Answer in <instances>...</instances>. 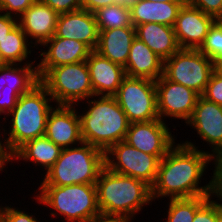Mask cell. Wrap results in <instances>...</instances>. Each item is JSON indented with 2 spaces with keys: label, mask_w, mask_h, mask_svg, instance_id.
<instances>
[{
  "label": "cell",
  "mask_w": 222,
  "mask_h": 222,
  "mask_svg": "<svg viewBox=\"0 0 222 222\" xmlns=\"http://www.w3.org/2000/svg\"><path fill=\"white\" fill-rule=\"evenodd\" d=\"M194 145L190 141L177 143L160 160L155 182L151 186L152 201L163 197L214 196V176L208 184L199 187L208 164L214 158L208 151L198 150Z\"/></svg>",
  "instance_id": "1"
},
{
  "label": "cell",
  "mask_w": 222,
  "mask_h": 222,
  "mask_svg": "<svg viewBox=\"0 0 222 222\" xmlns=\"http://www.w3.org/2000/svg\"><path fill=\"white\" fill-rule=\"evenodd\" d=\"M97 203L102 214L134 219L143 206L151 204V187L144 181L115 173L103 167L95 183Z\"/></svg>",
  "instance_id": "2"
},
{
  "label": "cell",
  "mask_w": 222,
  "mask_h": 222,
  "mask_svg": "<svg viewBox=\"0 0 222 222\" xmlns=\"http://www.w3.org/2000/svg\"><path fill=\"white\" fill-rule=\"evenodd\" d=\"M91 99L87 111L79 114L82 140L105 153L125 139L130 122L114 96Z\"/></svg>",
  "instance_id": "3"
},
{
  "label": "cell",
  "mask_w": 222,
  "mask_h": 222,
  "mask_svg": "<svg viewBox=\"0 0 222 222\" xmlns=\"http://www.w3.org/2000/svg\"><path fill=\"white\" fill-rule=\"evenodd\" d=\"M51 102H54L51 95L40 82L28 93L19 96L13 110L7 115L12 118L8 133L2 128L6 132L3 133V141L11 154L25 142L45 136L47 119L54 108Z\"/></svg>",
  "instance_id": "4"
},
{
  "label": "cell",
  "mask_w": 222,
  "mask_h": 222,
  "mask_svg": "<svg viewBox=\"0 0 222 222\" xmlns=\"http://www.w3.org/2000/svg\"><path fill=\"white\" fill-rule=\"evenodd\" d=\"M105 166L104 152L88 143L62 150L55 164L44 173L40 186L95 184Z\"/></svg>",
  "instance_id": "5"
},
{
  "label": "cell",
  "mask_w": 222,
  "mask_h": 222,
  "mask_svg": "<svg viewBox=\"0 0 222 222\" xmlns=\"http://www.w3.org/2000/svg\"><path fill=\"white\" fill-rule=\"evenodd\" d=\"M38 192L34 195L36 202L52 208L51 217L59 215L67 222H90L101 213L95 184L39 186Z\"/></svg>",
  "instance_id": "6"
},
{
  "label": "cell",
  "mask_w": 222,
  "mask_h": 222,
  "mask_svg": "<svg viewBox=\"0 0 222 222\" xmlns=\"http://www.w3.org/2000/svg\"><path fill=\"white\" fill-rule=\"evenodd\" d=\"M39 80L56 105L75 106L94 96L86 61L52 67Z\"/></svg>",
  "instance_id": "7"
},
{
  "label": "cell",
  "mask_w": 222,
  "mask_h": 222,
  "mask_svg": "<svg viewBox=\"0 0 222 222\" xmlns=\"http://www.w3.org/2000/svg\"><path fill=\"white\" fill-rule=\"evenodd\" d=\"M214 71V62L199 49H180L164 60L163 76L203 94Z\"/></svg>",
  "instance_id": "8"
},
{
  "label": "cell",
  "mask_w": 222,
  "mask_h": 222,
  "mask_svg": "<svg viewBox=\"0 0 222 222\" xmlns=\"http://www.w3.org/2000/svg\"><path fill=\"white\" fill-rule=\"evenodd\" d=\"M114 97L130 123L159 119L153 80L126 75Z\"/></svg>",
  "instance_id": "9"
},
{
  "label": "cell",
  "mask_w": 222,
  "mask_h": 222,
  "mask_svg": "<svg viewBox=\"0 0 222 222\" xmlns=\"http://www.w3.org/2000/svg\"><path fill=\"white\" fill-rule=\"evenodd\" d=\"M104 161L111 171L142 180L150 187L155 182L160 163L157 156L139 151L124 140L104 153Z\"/></svg>",
  "instance_id": "10"
},
{
  "label": "cell",
  "mask_w": 222,
  "mask_h": 222,
  "mask_svg": "<svg viewBox=\"0 0 222 222\" xmlns=\"http://www.w3.org/2000/svg\"><path fill=\"white\" fill-rule=\"evenodd\" d=\"M155 83L159 119L164 121L166 117H173L175 120L183 119L187 123L193 115L200 95L184 85L166 79L163 75Z\"/></svg>",
  "instance_id": "11"
},
{
  "label": "cell",
  "mask_w": 222,
  "mask_h": 222,
  "mask_svg": "<svg viewBox=\"0 0 222 222\" xmlns=\"http://www.w3.org/2000/svg\"><path fill=\"white\" fill-rule=\"evenodd\" d=\"M165 123L160 119L130 123L124 141L161 160L176 144L175 137Z\"/></svg>",
  "instance_id": "12"
},
{
  "label": "cell",
  "mask_w": 222,
  "mask_h": 222,
  "mask_svg": "<svg viewBox=\"0 0 222 222\" xmlns=\"http://www.w3.org/2000/svg\"><path fill=\"white\" fill-rule=\"evenodd\" d=\"M197 131V135L211 146L213 158L222 152V106L202 96L197 99L194 112L186 123ZM212 152V153H211Z\"/></svg>",
  "instance_id": "13"
},
{
  "label": "cell",
  "mask_w": 222,
  "mask_h": 222,
  "mask_svg": "<svg viewBox=\"0 0 222 222\" xmlns=\"http://www.w3.org/2000/svg\"><path fill=\"white\" fill-rule=\"evenodd\" d=\"M40 63L37 64L39 79L52 67L65 64H73L86 61L91 53V49L84 43L74 40L56 37L55 35L46 40L40 47Z\"/></svg>",
  "instance_id": "14"
},
{
  "label": "cell",
  "mask_w": 222,
  "mask_h": 222,
  "mask_svg": "<svg viewBox=\"0 0 222 222\" xmlns=\"http://www.w3.org/2000/svg\"><path fill=\"white\" fill-rule=\"evenodd\" d=\"M216 20L193 6L181 7L173 26L181 49H199Z\"/></svg>",
  "instance_id": "15"
},
{
  "label": "cell",
  "mask_w": 222,
  "mask_h": 222,
  "mask_svg": "<svg viewBox=\"0 0 222 222\" xmlns=\"http://www.w3.org/2000/svg\"><path fill=\"white\" fill-rule=\"evenodd\" d=\"M76 106L55 105L49 113L45 136L62 149L80 145V118Z\"/></svg>",
  "instance_id": "16"
},
{
  "label": "cell",
  "mask_w": 222,
  "mask_h": 222,
  "mask_svg": "<svg viewBox=\"0 0 222 222\" xmlns=\"http://www.w3.org/2000/svg\"><path fill=\"white\" fill-rule=\"evenodd\" d=\"M55 36L74 39L95 50L98 44L99 31L94 13L84 9L59 14Z\"/></svg>",
  "instance_id": "17"
},
{
  "label": "cell",
  "mask_w": 222,
  "mask_h": 222,
  "mask_svg": "<svg viewBox=\"0 0 222 222\" xmlns=\"http://www.w3.org/2000/svg\"><path fill=\"white\" fill-rule=\"evenodd\" d=\"M59 14L40 0L34 2L19 18L18 24L33 46L42 45L55 35Z\"/></svg>",
  "instance_id": "18"
},
{
  "label": "cell",
  "mask_w": 222,
  "mask_h": 222,
  "mask_svg": "<svg viewBox=\"0 0 222 222\" xmlns=\"http://www.w3.org/2000/svg\"><path fill=\"white\" fill-rule=\"evenodd\" d=\"M86 63L94 96H114L126 76L124 67L110 61L95 50L91 51Z\"/></svg>",
  "instance_id": "19"
},
{
  "label": "cell",
  "mask_w": 222,
  "mask_h": 222,
  "mask_svg": "<svg viewBox=\"0 0 222 222\" xmlns=\"http://www.w3.org/2000/svg\"><path fill=\"white\" fill-rule=\"evenodd\" d=\"M164 60L155 54L142 40L135 37L129 57L124 66L129 77L146 78L153 81L163 75Z\"/></svg>",
  "instance_id": "20"
},
{
  "label": "cell",
  "mask_w": 222,
  "mask_h": 222,
  "mask_svg": "<svg viewBox=\"0 0 222 222\" xmlns=\"http://www.w3.org/2000/svg\"><path fill=\"white\" fill-rule=\"evenodd\" d=\"M135 37L136 29L134 26L99 31L98 44L95 51L124 67Z\"/></svg>",
  "instance_id": "21"
},
{
  "label": "cell",
  "mask_w": 222,
  "mask_h": 222,
  "mask_svg": "<svg viewBox=\"0 0 222 222\" xmlns=\"http://www.w3.org/2000/svg\"><path fill=\"white\" fill-rule=\"evenodd\" d=\"M135 29L136 37L163 60L181 49L174 28L171 26L150 22L137 25Z\"/></svg>",
  "instance_id": "22"
},
{
  "label": "cell",
  "mask_w": 222,
  "mask_h": 222,
  "mask_svg": "<svg viewBox=\"0 0 222 222\" xmlns=\"http://www.w3.org/2000/svg\"><path fill=\"white\" fill-rule=\"evenodd\" d=\"M180 8L171 2L137 0L130 6L131 22L134 27L150 22L173 27Z\"/></svg>",
  "instance_id": "23"
},
{
  "label": "cell",
  "mask_w": 222,
  "mask_h": 222,
  "mask_svg": "<svg viewBox=\"0 0 222 222\" xmlns=\"http://www.w3.org/2000/svg\"><path fill=\"white\" fill-rule=\"evenodd\" d=\"M62 148L49 140L46 136L25 142L13 154L12 161L17 159L32 162L40 166L45 173L55 164L62 152Z\"/></svg>",
  "instance_id": "24"
},
{
  "label": "cell",
  "mask_w": 222,
  "mask_h": 222,
  "mask_svg": "<svg viewBox=\"0 0 222 222\" xmlns=\"http://www.w3.org/2000/svg\"><path fill=\"white\" fill-rule=\"evenodd\" d=\"M35 61L8 64L0 69V87L12 88L19 96L28 93L40 80Z\"/></svg>",
  "instance_id": "25"
},
{
  "label": "cell",
  "mask_w": 222,
  "mask_h": 222,
  "mask_svg": "<svg viewBox=\"0 0 222 222\" xmlns=\"http://www.w3.org/2000/svg\"><path fill=\"white\" fill-rule=\"evenodd\" d=\"M28 38L21 26L17 24L0 41V52L8 64H20L30 57L33 50H29L33 43H28Z\"/></svg>",
  "instance_id": "26"
},
{
  "label": "cell",
  "mask_w": 222,
  "mask_h": 222,
  "mask_svg": "<svg viewBox=\"0 0 222 222\" xmlns=\"http://www.w3.org/2000/svg\"><path fill=\"white\" fill-rule=\"evenodd\" d=\"M98 31L133 26L130 7L115 3L94 12Z\"/></svg>",
  "instance_id": "27"
},
{
  "label": "cell",
  "mask_w": 222,
  "mask_h": 222,
  "mask_svg": "<svg viewBox=\"0 0 222 222\" xmlns=\"http://www.w3.org/2000/svg\"><path fill=\"white\" fill-rule=\"evenodd\" d=\"M210 196L170 199L166 222H193L196 210Z\"/></svg>",
  "instance_id": "28"
},
{
  "label": "cell",
  "mask_w": 222,
  "mask_h": 222,
  "mask_svg": "<svg viewBox=\"0 0 222 222\" xmlns=\"http://www.w3.org/2000/svg\"><path fill=\"white\" fill-rule=\"evenodd\" d=\"M199 50L213 62L222 57V20H216L209 28Z\"/></svg>",
  "instance_id": "29"
},
{
  "label": "cell",
  "mask_w": 222,
  "mask_h": 222,
  "mask_svg": "<svg viewBox=\"0 0 222 222\" xmlns=\"http://www.w3.org/2000/svg\"><path fill=\"white\" fill-rule=\"evenodd\" d=\"M210 196L197 210L193 222H217L218 218L222 215V200L219 203L216 200H211Z\"/></svg>",
  "instance_id": "30"
},
{
  "label": "cell",
  "mask_w": 222,
  "mask_h": 222,
  "mask_svg": "<svg viewBox=\"0 0 222 222\" xmlns=\"http://www.w3.org/2000/svg\"><path fill=\"white\" fill-rule=\"evenodd\" d=\"M201 96L222 106V76L220 74L213 71Z\"/></svg>",
  "instance_id": "31"
},
{
  "label": "cell",
  "mask_w": 222,
  "mask_h": 222,
  "mask_svg": "<svg viewBox=\"0 0 222 222\" xmlns=\"http://www.w3.org/2000/svg\"><path fill=\"white\" fill-rule=\"evenodd\" d=\"M36 1L38 0H0V13L19 18Z\"/></svg>",
  "instance_id": "32"
},
{
  "label": "cell",
  "mask_w": 222,
  "mask_h": 222,
  "mask_svg": "<svg viewBox=\"0 0 222 222\" xmlns=\"http://www.w3.org/2000/svg\"><path fill=\"white\" fill-rule=\"evenodd\" d=\"M189 5L200 9L215 20H222V0H189Z\"/></svg>",
  "instance_id": "33"
},
{
  "label": "cell",
  "mask_w": 222,
  "mask_h": 222,
  "mask_svg": "<svg viewBox=\"0 0 222 222\" xmlns=\"http://www.w3.org/2000/svg\"><path fill=\"white\" fill-rule=\"evenodd\" d=\"M31 213L29 215L23 210L18 208H13L5 205L1 206V222H40L37 218Z\"/></svg>",
  "instance_id": "34"
},
{
  "label": "cell",
  "mask_w": 222,
  "mask_h": 222,
  "mask_svg": "<svg viewBox=\"0 0 222 222\" xmlns=\"http://www.w3.org/2000/svg\"><path fill=\"white\" fill-rule=\"evenodd\" d=\"M18 99L19 95L12 88L0 87V116L4 114L6 119V115L13 110Z\"/></svg>",
  "instance_id": "35"
},
{
  "label": "cell",
  "mask_w": 222,
  "mask_h": 222,
  "mask_svg": "<svg viewBox=\"0 0 222 222\" xmlns=\"http://www.w3.org/2000/svg\"><path fill=\"white\" fill-rule=\"evenodd\" d=\"M58 14L82 9V0H40Z\"/></svg>",
  "instance_id": "36"
},
{
  "label": "cell",
  "mask_w": 222,
  "mask_h": 222,
  "mask_svg": "<svg viewBox=\"0 0 222 222\" xmlns=\"http://www.w3.org/2000/svg\"><path fill=\"white\" fill-rule=\"evenodd\" d=\"M214 198H219L222 200V153H219L215 158L214 161Z\"/></svg>",
  "instance_id": "37"
},
{
  "label": "cell",
  "mask_w": 222,
  "mask_h": 222,
  "mask_svg": "<svg viewBox=\"0 0 222 222\" xmlns=\"http://www.w3.org/2000/svg\"><path fill=\"white\" fill-rule=\"evenodd\" d=\"M18 24V18L0 13V41Z\"/></svg>",
  "instance_id": "38"
},
{
  "label": "cell",
  "mask_w": 222,
  "mask_h": 222,
  "mask_svg": "<svg viewBox=\"0 0 222 222\" xmlns=\"http://www.w3.org/2000/svg\"><path fill=\"white\" fill-rule=\"evenodd\" d=\"M118 3L117 0H82V9L94 13L105 6Z\"/></svg>",
  "instance_id": "39"
},
{
  "label": "cell",
  "mask_w": 222,
  "mask_h": 222,
  "mask_svg": "<svg viewBox=\"0 0 222 222\" xmlns=\"http://www.w3.org/2000/svg\"><path fill=\"white\" fill-rule=\"evenodd\" d=\"M133 220L130 217L122 216V215H106V214H98L95 218H93L90 222H131Z\"/></svg>",
  "instance_id": "40"
},
{
  "label": "cell",
  "mask_w": 222,
  "mask_h": 222,
  "mask_svg": "<svg viewBox=\"0 0 222 222\" xmlns=\"http://www.w3.org/2000/svg\"><path fill=\"white\" fill-rule=\"evenodd\" d=\"M0 137H2L3 139V136H0ZM10 162L11 164L13 162L12 154L8 151L6 143L5 142L2 143V140L0 138V171H3V169L5 170V165Z\"/></svg>",
  "instance_id": "41"
},
{
  "label": "cell",
  "mask_w": 222,
  "mask_h": 222,
  "mask_svg": "<svg viewBox=\"0 0 222 222\" xmlns=\"http://www.w3.org/2000/svg\"><path fill=\"white\" fill-rule=\"evenodd\" d=\"M161 2H171L179 5L180 7H186L189 5V0H158Z\"/></svg>",
  "instance_id": "42"
},
{
  "label": "cell",
  "mask_w": 222,
  "mask_h": 222,
  "mask_svg": "<svg viewBox=\"0 0 222 222\" xmlns=\"http://www.w3.org/2000/svg\"><path fill=\"white\" fill-rule=\"evenodd\" d=\"M214 71L222 76V57L214 61Z\"/></svg>",
  "instance_id": "43"
},
{
  "label": "cell",
  "mask_w": 222,
  "mask_h": 222,
  "mask_svg": "<svg viewBox=\"0 0 222 222\" xmlns=\"http://www.w3.org/2000/svg\"><path fill=\"white\" fill-rule=\"evenodd\" d=\"M117 1H118V3H120L122 5H126V6L130 7L137 0H117Z\"/></svg>",
  "instance_id": "44"
},
{
  "label": "cell",
  "mask_w": 222,
  "mask_h": 222,
  "mask_svg": "<svg viewBox=\"0 0 222 222\" xmlns=\"http://www.w3.org/2000/svg\"><path fill=\"white\" fill-rule=\"evenodd\" d=\"M8 63L6 62V60L3 58L2 53L0 52V69L4 68L5 66H7Z\"/></svg>",
  "instance_id": "45"
},
{
  "label": "cell",
  "mask_w": 222,
  "mask_h": 222,
  "mask_svg": "<svg viewBox=\"0 0 222 222\" xmlns=\"http://www.w3.org/2000/svg\"><path fill=\"white\" fill-rule=\"evenodd\" d=\"M217 222H222V215L218 218Z\"/></svg>",
  "instance_id": "46"
}]
</instances>
